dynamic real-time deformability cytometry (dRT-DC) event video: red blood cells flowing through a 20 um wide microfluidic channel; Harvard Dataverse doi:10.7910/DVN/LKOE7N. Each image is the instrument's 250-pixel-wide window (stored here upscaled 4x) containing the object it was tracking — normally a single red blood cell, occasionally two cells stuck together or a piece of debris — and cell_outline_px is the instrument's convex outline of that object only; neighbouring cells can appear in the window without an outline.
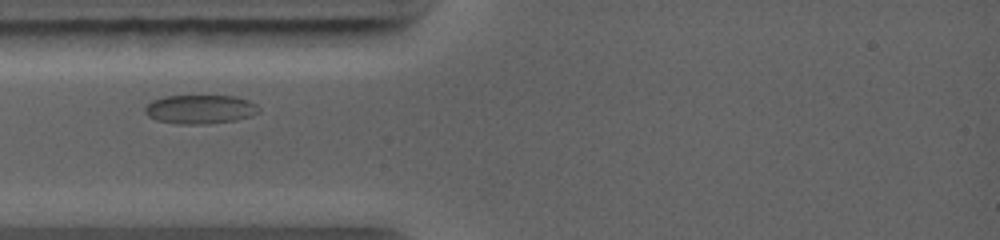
{"species": "common noctule bat (a hibernating species)", "species_latin": "Nyctalus noctula", "temperature_condition": "warm", "stored_images_in_passage": 6, "camera_frame_rate_fps": 5000, "um_per_image_px": 0.085, "animal": {"sex": "female", "body_mass_g": 19.0, "forearm_length_mm": 56.7}, "frame": {"image": 1, "passage_image": 3, "time_ms": 1.0, "image_size_px": [1000, 240], "cell_outline_px": [[260, 112], [252, 116], [236, 120], [208, 124], [176, 124], [156, 120], [148, 116], [144, 112], [144, 108], [152, 100], [164, 96], [236, 96], [248, 100], [256, 104], [260, 108]], "centroid_in_image_um": [17.02, 9.29], "position_along_channel_um": 68.0, "area_um2": 19.42}}
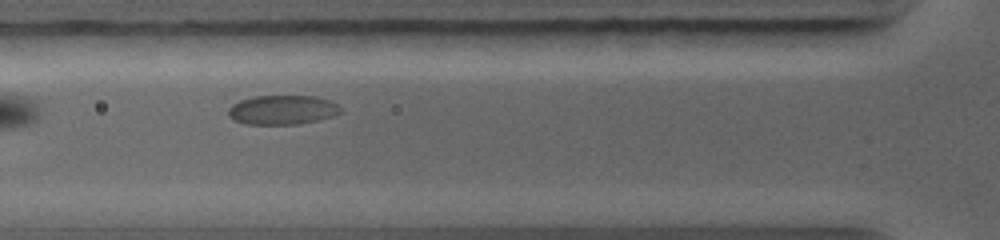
{"frame": {"image": 2, "passage_image": 5, "time_ms": 1.8, "image_size_px": [1000, 240], "cell_outline_px": [[340, 112], [332, 116], [316, 120], [296, 124], [244, 124], [232, 120], [228, 116], [228, 108], [232, 104], [240, 100], [252, 96], [316, 96], [328, 100], [336, 104], [340, 108]], "centroid_in_image_um": [23.93, 9.34], "position_along_channel_um": 101.9, "area_um2": 19.13}}